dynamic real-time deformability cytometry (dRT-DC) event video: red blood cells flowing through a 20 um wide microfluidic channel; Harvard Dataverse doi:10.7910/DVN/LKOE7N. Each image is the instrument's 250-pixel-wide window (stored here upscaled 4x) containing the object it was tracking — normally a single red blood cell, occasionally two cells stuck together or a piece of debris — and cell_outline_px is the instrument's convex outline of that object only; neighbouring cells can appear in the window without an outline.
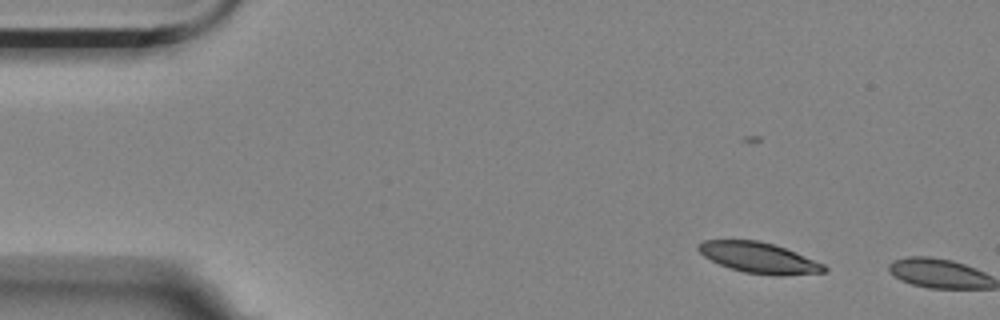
{"species": "Egyptian fruit bat (a non-hibernating species)", "species_latin": "Rousettus aegyptiacus", "temperature_condition": "room temperature", "stored_images_in_passage": 3, "camera_frame_rate_fps": 3000, "um_per_image_px": 0.085, "animal": {"sex": "female"}, "frame": {"image": 1, "passage_image": 1, "time_ms": 0.0, "image_size_px": [1000, 320], "cell_outline_px": [[828, 268], [824, 272], [780, 276], [744, 272], [728, 268], [704, 256], [696, 248], [696, 244], [704, 240], [760, 240], [796, 252], [824, 264]], "centroid_in_image_um": [64.49, 21.9], "position_along_channel_um": 20.5, "area_um2": 22.43}}